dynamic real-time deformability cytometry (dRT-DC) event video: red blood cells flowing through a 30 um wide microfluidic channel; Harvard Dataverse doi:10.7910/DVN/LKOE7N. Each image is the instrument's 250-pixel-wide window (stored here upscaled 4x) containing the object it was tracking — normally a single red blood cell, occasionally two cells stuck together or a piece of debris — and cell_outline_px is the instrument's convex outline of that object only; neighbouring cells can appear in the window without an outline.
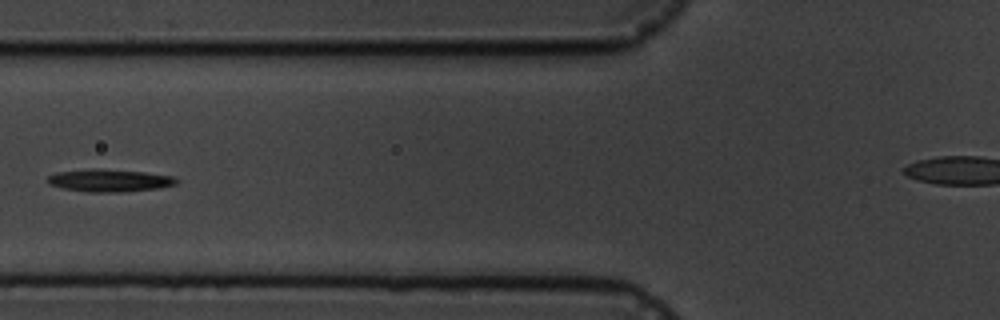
{"species": "common noctule bat (a hibernating species)", "species_latin": "Nyctalus noctula", "temperature_condition": "cold", "stored_images_in_passage": 9, "segment_of_instrument_passage": [1, 2], "camera_frame_rate_fps": 3000, "um_per_image_px": 0.085, "animal": {"sex": "male", "body_mass_g": 19.5, "forearm_length_mm": 54.6}, "frame": {"image": 1, "passage_image": 6, "time_ms": 6.0, "image_size_px": [1000, 320], "cell_outline_px": [[180, 180], [176, 184], [160, 188], [120, 192], [88, 192], [60, 188], [48, 184], [48, 176], [56, 172], [92, 168], [144, 172], [172, 176]], "centroid_in_image_um": [9.28, 15.34], "position_along_channel_um": 116.5, "area_um2": 16.99}}
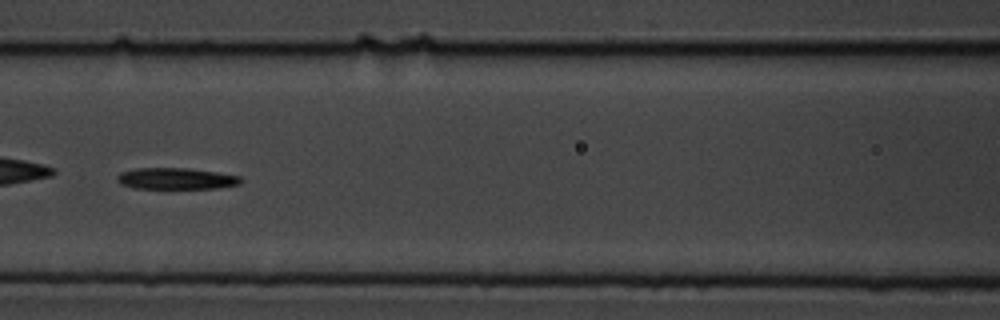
{"frame": {"image": 2, "passage_image": 7, "time_ms": 7.0, "image_size_px": [1000, 320], "cell_outline_px": [[244, 180], [240, 184], [220, 188], [132, 188], [120, 184], [116, 180], [116, 176], [120, 172], [136, 168], [188, 168], [216, 172], [240, 176]], "centroid_in_image_um": [14.96, 15.18], "position_along_channel_um": 151.6, "area_um2": 15.55}}
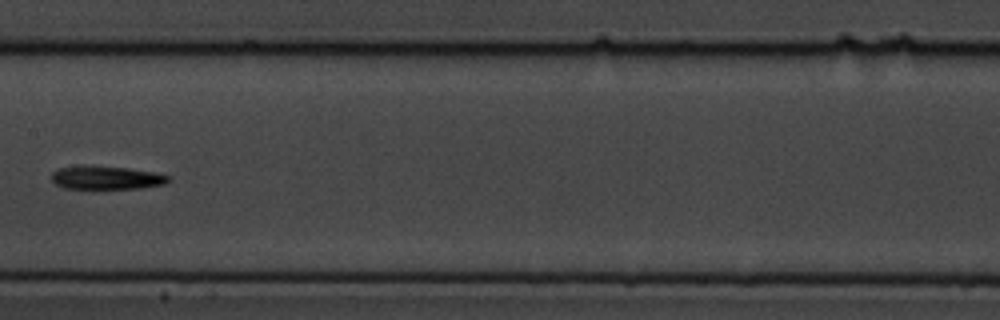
{"frame": {"image": 3, "passage_image": 8, "time_ms": 8.333, "image_size_px": [1000, 320], "cell_outline_px": [[172, 180], [164, 184], [140, 188], [64, 188], [56, 184], [52, 180], [52, 172], [60, 168], [128, 168], [156, 172], [168, 176]], "centroid_in_image_um": [9.13, 15.14], "position_along_channel_um": 198.3, "area_um2": 15.03}}